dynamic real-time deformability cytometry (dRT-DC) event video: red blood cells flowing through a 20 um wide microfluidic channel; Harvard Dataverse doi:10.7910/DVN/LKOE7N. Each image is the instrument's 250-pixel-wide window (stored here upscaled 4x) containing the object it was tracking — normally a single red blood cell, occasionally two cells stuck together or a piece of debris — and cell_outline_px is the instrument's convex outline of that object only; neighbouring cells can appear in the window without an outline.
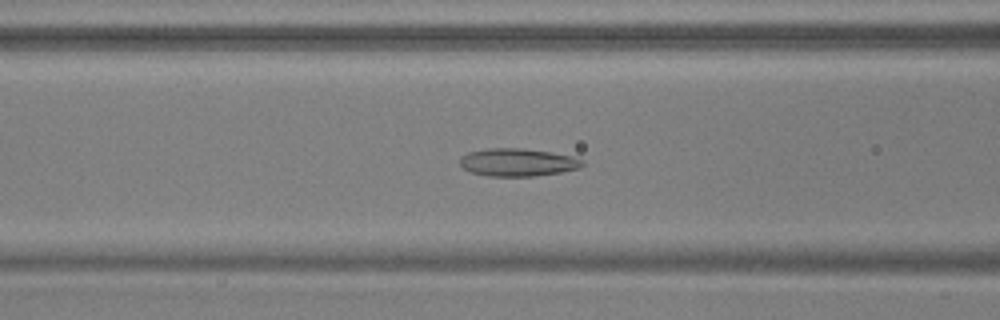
{"species": "common noctule bat (a hibernating species)", "species_latin": "Nyctalus noctula", "temperature_condition": "warm", "stored_images_in_passage": 55, "segment_of_instrument_passage": [1, 2], "camera_frame_rate_fps": 3000, "um_per_image_px": 0.085, "animal": {"sex": "male", "body_mass_g": 17.9, "forearm_length_mm": 54.2}, "frame": {"image": 1, "passage_image": 22, "time_ms": 7.0, "image_size_px": [1000, 320], "cell_outline_px": [[584, 164], [580, 168], [560, 172], [532, 176], [488, 176], [472, 172], [464, 168], [460, 164], [460, 156], [468, 152], [488, 148], [520, 148], [548, 152], [572, 156], [584, 160]], "centroid_in_image_um": [43.99, 13.79], "position_along_channel_um": 122.6, "area_um2": 19.71}}
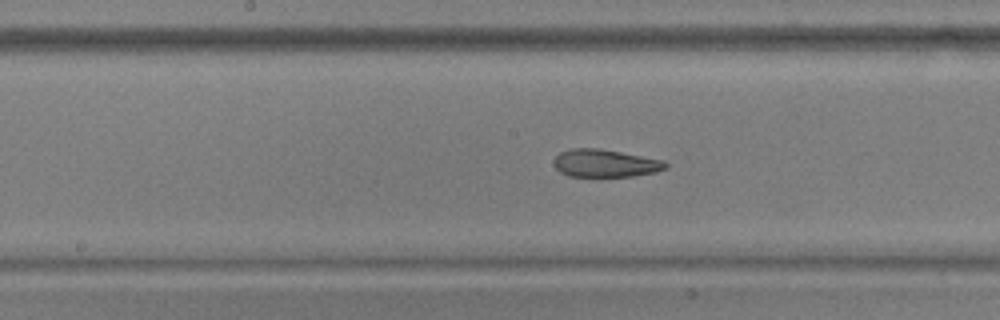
{"frame": {"image": 2, "passage_image": 28, "time_ms": 9.0, "image_size_px": [1000, 320], "cell_outline_px": [[668, 168], [656, 172], [632, 176], [600, 180], [568, 176], [560, 172], [556, 168], [552, 160], [560, 152], [572, 148], [600, 148], [664, 160], [668, 164]], "centroid_in_image_um": [51.42, 13.93], "position_along_channel_um": 196.8, "area_um2": 19.07}}
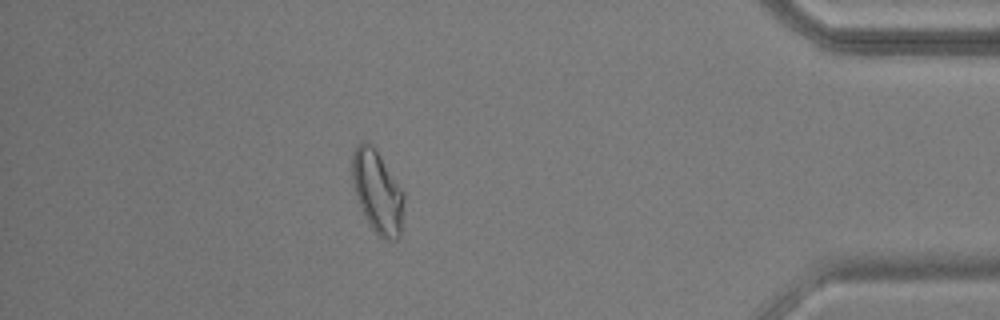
{"frame": {"image": 3, "passage_image": 48, "time_ms": 15.667, "image_size_px": [1000, 320], "cell_outline_px": [[404, 200], [400, 236], [396, 240], [384, 240], [372, 228], [364, 216], [356, 196], [352, 180], [352, 152], [356, 144], [360, 140], [364, 140], [372, 144], [376, 148], [404, 192]], "centroid_in_image_um": [32.07, 16.26], "position_along_channel_um": 403.1, "area_um2": 25.2}}